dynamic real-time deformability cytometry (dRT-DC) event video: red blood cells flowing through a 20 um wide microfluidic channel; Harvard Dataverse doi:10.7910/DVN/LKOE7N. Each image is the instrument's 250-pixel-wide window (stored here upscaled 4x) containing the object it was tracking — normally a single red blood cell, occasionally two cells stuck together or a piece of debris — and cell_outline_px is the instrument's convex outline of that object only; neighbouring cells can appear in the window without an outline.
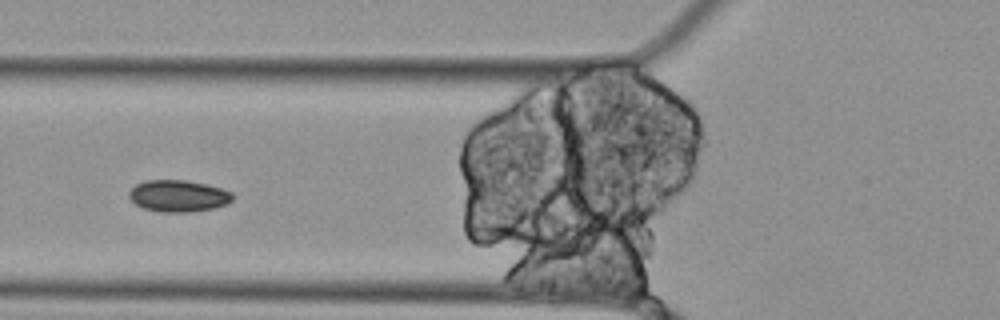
{"species": "Egyptian fruit bat (a non-hibernating species)", "species_latin": "Rousettus aegyptiacus", "temperature_condition": "cold", "stored_images_in_passage": 13, "segment_of_instrument_passage": [2, 2], "camera_frame_rate_fps": 3000, "um_per_image_px": 0.085, "animal": {"sex": "female"}, "frame": {"image": 1, "passage_image": 7, "time_ms": 2.0, "image_size_px": [1000, 320], "cell_outline_px": [[232, 200], [228, 204], [212, 208], [192, 212], [160, 212], [144, 208], [136, 204], [128, 196], [128, 192], [136, 184], [144, 180], [184, 180], [204, 184], [220, 188], [232, 192]], "centroid_in_image_um": [15.14, 16.65], "position_along_channel_um": 110.7, "area_um2": 19.07}}
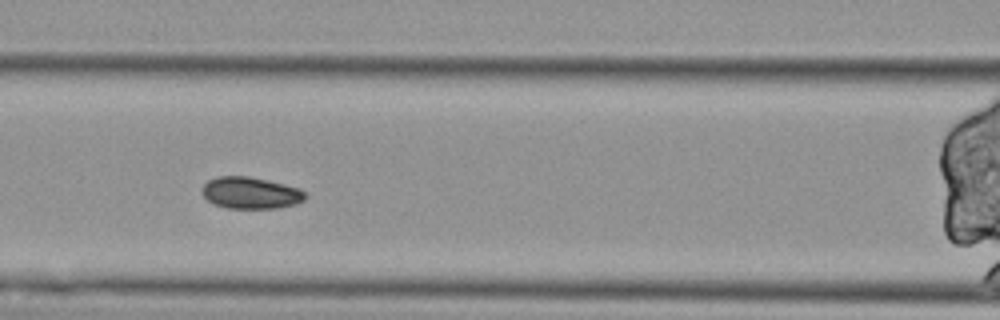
{"frame": {"image": 2, "passage_image": 10, "time_ms": 3.0, "image_size_px": [1000, 320], "cell_outline_px": [[308, 196], [304, 200], [296, 204], [276, 208], [228, 208], [212, 204], [200, 192], [200, 188], [208, 180], [216, 176], [248, 176], [284, 184], [300, 188]], "centroid_in_image_um": [21.27, 16.39], "position_along_channel_um": 145.3, "area_um2": 19.25}}
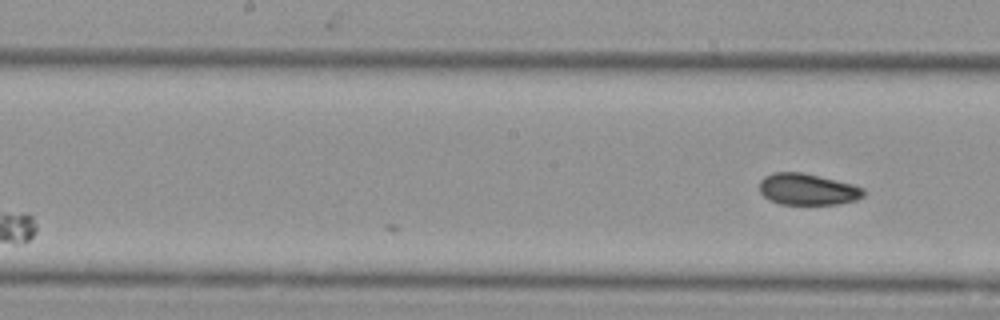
{"frame": {"image": 3, "passage_image": 13, "time_ms": 4.0, "image_size_px": [1000, 320], "cell_outline_px": [[864, 196], [856, 200], [836, 204], [780, 204], [768, 200], [760, 192], [760, 180], [764, 176], [772, 172], [804, 172], [852, 184], [864, 188]], "centroid_in_image_um": [68.62, 16.08], "position_along_channel_um": 179.6, "area_um2": 19.19}}